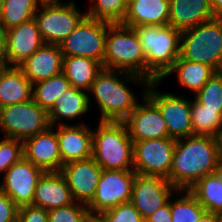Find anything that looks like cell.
Masks as SVG:
<instances>
[{"label": "cell", "mask_w": 222, "mask_h": 222, "mask_svg": "<svg viewBox=\"0 0 222 222\" xmlns=\"http://www.w3.org/2000/svg\"><path fill=\"white\" fill-rule=\"evenodd\" d=\"M210 2L214 16H222V0H210Z\"/></svg>", "instance_id": "7bdbcfd3"}, {"label": "cell", "mask_w": 222, "mask_h": 222, "mask_svg": "<svg viewBox=\"0 0 222 222\" xmlns=\"http://www.w3.org/2000/svg\"><path fill=\"white\" fill-rule=\"evenodd\" d=\"M97 216L102 222H145L131 202L122 203Z\"/></svg>", "instance_id": "d590c367"}, {"label": "cell", "mask_w": 222, "mask_h": 222, "mask_svg": "<svg viewBox=\"0 0 222 222\" xmlns=\"http://www.w3.org/2000/svg\"><path fill=\"white\" fill-rule=\"evenodd\" d=\"M1 7H2V0H0V12H1Z\"/></svg>", "instance_id": "681fc988"}, {"label": "cell", "mask_w": 222, "mask_h": 222, "mask_svg": "<svg viewBox=\"0 0 222 222\" xmlns=\"http://www.w3.org/2000/svg\"><path fill=\"white\" fill-rule=\"evenodd\" d=\"M218 73H219V74L221 75V77H222V69L219 70Z\"/></svg>", "instance_id": "f907efd6"}, {"label": "cell", "mask_w": 222, "mask_h": 222, "mask_svg": "<svg viewBox=\"0 0 222 222\" xmlns=\"http://www.w3.org/2000/svg\"><path fill=\"white\" fill-rule=\"evenodd\" d=\"M142 94V95H141ZM143 102L124 121L134 142L149 139L169 138L168 129L157 105L141 93Z\"/></svg>", "instance_id": "9a60e30c"}, {"label": "cell", "mask_w": 222, "mask_h": 222, "mask_svg": "<svg viewBox=\"0 0 222 222\" xmlns=\"http://www.w3.org/2000/svg\"><path fill=\"white\" fill-rule=\"evenodd\" d=\"M103 69L124 71L147 79V63L134 29L122 23H109Z\"/></svg>", "instance_id": "5b68a950"}, {"label": "cell", "mask_w": 222, "mask_h": 222, "mask_svg": "<svg viewBox=\"0 0 222 222\" xmlns=\"http://www.w3.org/2000/svg\"><path fill=\"white\" fill-rule=\"evenodd\" d=\"M203 108L219 109L222 112V77L217 72L193 96Z\"/></svg>", "instance_id": "836d02e7"}, {"label": "cell", "mask_w": 222, "mask_h": 222, "mask_svg": "<svg viewBox=\"0 0 222 222\" xmlns=\"http://www.w3.org/2000/svg\"><path fill=\"white\" fill-rule=\"evenodd\" d=\"M24 158L45 172H60L61 155L55 126L23 141Z\"/></svg>", "instance_id": "ac0fdd59"}, {"label": "cell", "mask_w": 222, "mask_h": 222, "mask_svg": "<svg viewBox=\"0 0 222 222\" xmlns=\"http://www.w3.org/2000/svg\"><path fill=\"white\" fill-rule=\"evenodd\" d=\"M7 66H8V63H0V73Z\"/></svg>", "instance_id": "7dc6e473"}, {"label": "cell", "mask_w": 222, "mask_h": 222, "mask_svg": "<svg viewBox=\"0 0 222 222\" xmlns=\"http://www.w3.org/2000/svg\"><path fill=\"white\" fill-rule=\"evenodd\" d=\"M32 84L63 72V53L58 44H44L18 65Z\"/></svg>", "instance_id": "ffe728a7"}, {"label": "cell", "mask_w": 222, "mask_h": 222, "mask_svg": "<svg viewBox=\"0 0 222 222\" xmlns=\"http://www.w3.org/2000/svg\"><path fill=\"white\" fill-rule=\"evenodd\" d=\"M33 84L18 66H7L0 73V108L32 99Z\"/></svg>", "instance_id": "d4e9b609"}, {"label": "cell", "mask_w": 222, "mask_h": 222, "mask_svg": "<svg viewBox=\"0 0 222 222\" xmlns=\"http://www.w3.org/2000/svg\"><path fill=\"white\" fill-rule=\"evenodd\" d=\"M176 74L179 87L190 90L194 95L213 77L217 71L204 63L193 62L178 58L166 74L159 80L167 78L171 74Z\"/></svg>", "instance_id": "484cf974"}, {"label": "cell", "mask_w": 222, "mask_h": 222, "mask_svg": "<svg viewBox=\"0 0 222 222\" xmlns=\"http://www.w3.org/2000/svg\"><path fill=\"white\" fill-rule=\"evenodd\" d=\"M44 44L35 18L5 30V56L8 66H18Z\"/></svg>", "instance_id": "e0dca14e"}, {"label": "cell", "mask_w": 222, "mask_h": 222, "mask_svg": "<svg viewBox=\"0 0 222 222\" xmlns=\"http://www.w3.org/2000/svg\"><path fill=\"white\" fill-rule=\"evenodd\" d=\"M92 157L103 170L134 171L133 141L125 122L99 121L93 129Z\"/></svg>", "instance_id": "277c9868"}, {"label": "cell", "mask_w": 222, "mask_h": 222, "mask_svg": "<svg viewBox=\"0 0 222 222\" xmlns=\"http://www.w3.org/2000/svg\"><path fill=\"white\" fill-rule=\"evenodd\" d=\"M108 22L85 17L59 45L63 57L82 56L104 62Z\"/></svg>", "instance_id": "30bf717a"}, {"label": "cell", "mask_w": 222, "mask_h": 222, "mask_svg": "<svg viewBox=\"0 0 222 222\" xmlns=\"http://www.w3.org/2000/svg\"><path fill=\"white\" fill-rule=\"evenodd\" d=\"M160 81L150 82L146 95L157 105L166 122L169 138L178 140L193 135L191 101L186 96L161 92Z\"/></svg>", "instance_id": "9c48e42d"}, {"label": "cell", "mask_w": 222, "mask_h": 222, "mask_svg": "<svg viewBox=\"0 0 222 222\" xmlns=\"http://www.w3.org/2000/svg\"><path fill=\"white\" fill-rule=\"evenodd\" d=\"M89 4L86 17L109 23H121L128 9V0H89Z\"/></svg>", "instance_id": "d6a6232c"}, {"label": "cell", "mask_w": 222, "mask_h": 222, "mask_svg": "<svg viewBox=\"0 0 222 222\" xmlns=\"http://www.w3.org/2000/svg\"><path fill=\"white\" fill-rule=\"evenodd\" d=\"M216 145H217V153L219 160L222 164V126L218 130V132L215 135Z\"/></svg>", "instance_id": "b9f144b4"}, {"label": "cell", "mask_w": 222, "mask_h": 222, "mask_svg": "<svg viewBox=\"0 0 222 222\" xmlns=\"http://www.w3.org/2000/svg\"><path fill=\"white\" fill-rule=\"evenodd\" d=\"M19 207L0 189V222H17Z\"/></svg>", "instance_id": "f35d334b"}, {"label": "cell", "mask_w": 222, "mask_h": 222, "mask_svg": "<svg viewBox=\"0 0 222 222\" xmlns=\"http://www.w3.org/2000/svg\"><path fill=\"white\" fill-rule=\"evenodd\" d=\"M176 195L181 196H171L172 222H199L207 211L196 197L189 190H177Z\"/></svg>", "instance_id": "1f68e13d"}, {"label": "cell", "mask_w": 222, "mask_h": 222, "mask_svg": "<svg viewBox=\"0 0 222 222\" xmlns=\"http://www.w3.org/2000/svg\"><path fill=\"white\" fill-rule=\"evenodd\" d=\"M24 157L23 141L13 138H0V173H4Z\"/></svg>", "instance_id": "e575fe53"}, {"label": "cell", "mask_w": 222, "mask_h": 222, "mask_svg": "<svg viewBox=\"0 0 222 222\" xmlns=\"http://www.w3.org/2000/svg\"><path fill=\"white\" fill-rule=\"evenodd\" d=\"M103 70L99 61L89 57H63V73L72 87L89 91L97 75Z\"/></svg>", "instance_id": "4316f807"}, {"label": "cell", "mask_w": 222, "mask_h": 222, "mask_svg": "<svg viewBox=\"0 0 222 222\" xmlns=\"http://www.w3.org/2000/svg\"><path fill=\"white\" fill-rule=\"evenodd\" d=\"M176 192L177 189L164 177L136 173L130 202L145 220Z\"/></svg>", "instance_id": "4fadbf2b"}, {"label": "cell", "mask_w": 222, "mask_h": 222, "mask_svg": "<svg viewBox=\"0 0 222 222\" xmlns=\"http://www.w3.org/2000/svg\"><path fill=\"white\" fill-rule=\"evenodd\" d=\"M191 122L193 135L212 136L222 126V112L219 109L203 108L194 97L191 100Z\"/></svg>", "instance_id": "4dcf8cb0"}, {"label": "cell", "mask_w": 222, "mask_h": 222, "mask_svg": "<svg viewBox=\"0 0 222 222\" xmlns=\"http://www.w3.org/2000/svg\"><path fill=\"white\" fill-rule=\"evenodd\" d=\"M189 191L207 212L222 213V168L199 179Z\"/></svg>", "instance_id": "83f0119b"}, {"label": "cell", "mask_w": 222, "mask_h": 222, "mask_svg": "<svg viewBox=\"0 0 222 222\" xmlns=\"http://www.w3.org/2000/svg\"><path fill=\"white\" fill-rule=\"evenodd\" d=\"M45 173L24 157L1 177L0 189L20 208L32 205L38 180Z\"/></svg>", "instance_id": "5bb4252c"}, {"label": "cell", "mask_w": 222, "mask_h": 222, "mask_svg": "<svg viewBox=\"0 0 222 222\" xmlns=\"http://www.w3.org/2000/svg\"><path fill=\"white\" fill-rule=\"evenodd\" d=\"M40 3L63 2V0H38Z\"/></svg>", "instance_id": "bcb514c9"}, {"label": "cell", "mask_w": 222, "mask_h": 222, "mask_svg": "<svg viewBox=\"0 0 222 222\" xmlns=\"http://www.w3.org/2000/svg\"><path fill=\"white\" fill-rule=\"evenodd\" d=\"M145 222H172L171 197L169 201L157 209L152 215L145 219Z\"/></svg>", "instance_id": "ab89813d"}, {"label": "cell", "mask_w": 222, "mask_h": 222, "mask_svg": "<svg viewBox=\"0 0 222 222\" xmlns=\"http://www.w3.org/2000/svg\"><path fill=\"white\" fill-rule=\"evenodd\" d=\"M71 87V83L66 78L65 74L61 72L56 76L33 84L32 99L41 108L49 112L60 95Z\"/></svg>", "instance_id": "f1b7e54d"}, {"label": "cell", "mask_w": 222, "mask_h": 222, "mask_svg": "<svg viewBox=\"0 0 222 222\" xmlns=\"http://www.w3.org/2000/svg\"><path fill=\"white\" fill-rule=\"evenodd\" d=\"M180 58L222 69V24L218 17L181 31Z\"/></svg>", "instance_id": "8992f818"}, {"label": "cell", "mask_w": 222, "mask_h": 222, "mask_svg": "<svg viewBox=\"0 0 222 222\" xmlns=\"http://www.w3.org/2000/svg\"><path fill=\"white\" fill-rule=\"evenodd\" d=\"M49 127L48 112L33 99L0 108V130L5 138L24 141Z\"/></svg>", "instance_id": "ba28073f"}, {"label": "cell", "mask_w": 222, "mask_h": 222, "mask_svg": "<svg viewBox=\"0 0 222 222\" xmlns=\"http://www.w3.org/2000/svg\"><path fill=\"white\" fill-rule=\"evenodd\" d=\"M168 25L180 31L215 18L210 0H169Z\"/></svg>", "instance_id": "7402d4cb"}, {"label": "cell", "mask_w": 222, "mask_h": 222, "mask_svg": "<svg viewBox=\"0 0 222 222\" xmlns=\"http://www.w3.org/2000/svg\"><path fill=\"white\" fill-rule=\"evenodd\" d=\"M199 222H218V214L206 212Z\"/></svg>", "instance_id": "ee69618b"}, {"label": "cell", "mask_w": 222, "mask_h": 222, "mask_svg": "<svg viewBox=\"0 0 222 222\" xmlns=\"http://www.w3.org/2000/svg\"><path fill=\"white\" fill-rule=\"evenodd\" d=\"M176 140L159 138L133 143L134 171L143 175L161 176L168 179Z\"/></svg>", "instance_id": "7c38bea8"}, {"label": "cell", "mask_w": 222, "mask_h": 222, "mask_svg": "<svg viewBox=\"0 0 222 222\" xmlns=\"http://www.w3.org/2000/svg\"><path fill=\"white\" fill-rule=\"evenodd\" d=\"M38 0H2L0 26L8 30L35 17Z\"/></svg>", "instance_id": "f546056e"}, {"label": "cell", "mask_w": 222, "mask_h": 222, "mask_svg": "<svg viewBox=\"0 0 222 222\" xmlns=\"http://www.w3.org/2000/svg\"><path fill=\"white\" fill-rule=\"evenodd\" d=\"M135 171L103 170L92 201L87 205L91 214L99 215L122 203L130 202Z\"/></svg>", "instance_id": "8fae6325"}, {"label": "cell", "mask_w": 222, "mask_h": 222, "mask_svg": "<svg viewBox=\"0 0 222 222\" xmlns=\"http://www.w3.org/2000/svg\"><path fill=\"white\" fill-rule=\"evenodd\" d=\"M87 93L85 90L71 87L60 95L53 108L48 112L50 126H56L58 122H60L59 125H67L69 120L86 115L91 103Z\"/></svg>", "instance_id": "cb8c5ba5"}, {"label": "cell", "mask_w": 222, "mask_h": 222, "mask_svg": "<svg viewBox=\"0 0 222 222\" xmlns=\"http://www.w3.org/2000/svg\"><path fill=\"white\" fill-rule=\"evenodd\" d=\"M76 203L60 172H45L38 180L32 205L50 210Z\"/></svg>", "instance_id": "44dd1931"}, {"label": "cell", "mask_w": 222, "mask_h": 222, "mask_svg": "<svg viewBox=\"0 0 222 222\" xmlns=\"http://www.w3.org/2000/svg\"><path fill=\"white\" fill-rule=\"evenodd\" d=\"M131 81L140 85L142 93H146L150 81L142 76L107 69L97 75L88 94L91 93L100 110L99 121L124 122L136 109L138 95L135 96L127 86Z\"/></svg>", "instance_id": "7a4b0ae2"}, {"label": "cell", "mask_w": 222, "mask_h": 222, "mask_svg": "<svg viewBox=\"0 0 222 222\" xmlns=\"http://www.w3.org/2000/svg\"><path fill=\"white\" fill-rule=\"evenodd\" d=\"M169 0H129L123 25L134 27L138 25L166 26L169 21Z\"/></svg>", "instance_id": "603a6c76"}, {"label": "cell", "mask_w": 222, "mask_h": 222, "mask_svg": "<svg viewBox=\"0 0 222 222\" xmlns=\"http://www.w3.org/2000/svg\"><path fill=\"white\" fill-rule=\"evenodd\" d=\"M102 171L90 157L64 164L60 173L66 179L74 200L88 205L95 196Z\"/></svg>", "instance_id": "2e32d148"}, {"label": "cell", "mask_w": 222, "mask_h": 222, "mask_svg": "<svg viewBox=\"0 0 222 222\" xmlns=\"http://www.w3.org/2000/svg\"><path fill=\"white\" fill-rule=\"evenodd\" d=\"M55 129L61 155V168L64 164L92 157V127L84 122L58 125Z\"/></svg>", "instance_id": "d6986e66"}, {"label": "cell", "mask_w": 222, "mask_h": 222, "mask_svg": "<svg viewBox=\"0 0 222 222\" xmlns=\"http://www.w3.org/2000/svg\"><path fill=\"white\" fill-rule=\"evenodd\" d=\"M17 222H48V210L34 205L22 206L18 209Z\"/></svg>", "instance_id": "74e56055"}, {"label": "cell", "mask_w": 222, "mask_h": 222, "mask_svg": "<svg viewBox=\"0 0 222 222\" xmlns=\"http://www.w3.org/2000/svg\"><path fill=\"white\" fill-rule=\"evenodd\" d=\"M218 222H222V213L218 214Z\"/></svg>", "instance_id": "c3c4849f"}, {"label": "cell", "mask_w": 222, "mask_h": 222, "mask_svg": "<svg viewBox=\"0 0 222 222\" xmlns=\"http://www.w3.org/2000/svg\"><path fill=\"white\" fill-rule=\"evenodd\" d=\"M88 213L87 205L76 202L48 210V222H80Z\"/></svg>", "instance_id": "8d00e7d4"}, {"label": "cell", "mask_w": 222, "mask_h": 222, "mask_svg": "<svg viewBox=\"0 0 222 222\" xmlns=\"http://www.w3.org/2000/svg\"><path fill=\"white\" fill-rule=\"evenodd\" d=\"M137 34L147 63V80L159 81L180 56L181 31L171 25H138Z\"/></svg>", "instance_id": "3957f363"}, {"label": "cell", "mask_w": 222, "mask_h": 222, "mask_svg": "<svg viewBox=\"0 0 222 222\" xmlns=\"http://www.w3.org/2000/svg\"><path fill=\"white\" fill-rule=\"evenodd\" d=\"M74 0L40 3L35 13L41 36L46 44H60L86 17Z\"/></svg>", "instance_id": "52a82bcc"}, {"label": "cell", "mask_w": 222, "mask_h": 222, "mask_svg": "<svg viewBox=\"0 0 222 222\" xmlns=\"http://www.w3.org/2000/svg\"><path fill=\"white\" fill-rule=\"evenodd\" d=\"M0 63H7L5 56V31L0 26Z\"/></svg>", "instance_id": "60d3db41"}, {"label": "cell", "mask_w": 222, "mask_h": 222, "mask_svg": "<svg viewBox=\"0 0 222 222\" xmlns=\"http://www.w3.org/2000/svg\"><path fill=\"white\" fill-rule=\"evenodd\" d=\"M98 219L97 215L88 213L80 222H96Z\"/></svg>", "instance_id": "f6af8a7d"}, {"label": "cell", "mask_w": 222, "mask_h": 222, "mask_svg": "<svg viewBox=\"0 0 222 222\" xmlns=\"http://www.w3.org/2000/svg\"><path fill=\"white\" fill-rule=\"evenodd\" d=\"M221 168L215 137L191 135L176 140L168 181L177 190H189L199 179Z\"/></svg>", "instance_id": "6da1fadb"}]
</instances>
